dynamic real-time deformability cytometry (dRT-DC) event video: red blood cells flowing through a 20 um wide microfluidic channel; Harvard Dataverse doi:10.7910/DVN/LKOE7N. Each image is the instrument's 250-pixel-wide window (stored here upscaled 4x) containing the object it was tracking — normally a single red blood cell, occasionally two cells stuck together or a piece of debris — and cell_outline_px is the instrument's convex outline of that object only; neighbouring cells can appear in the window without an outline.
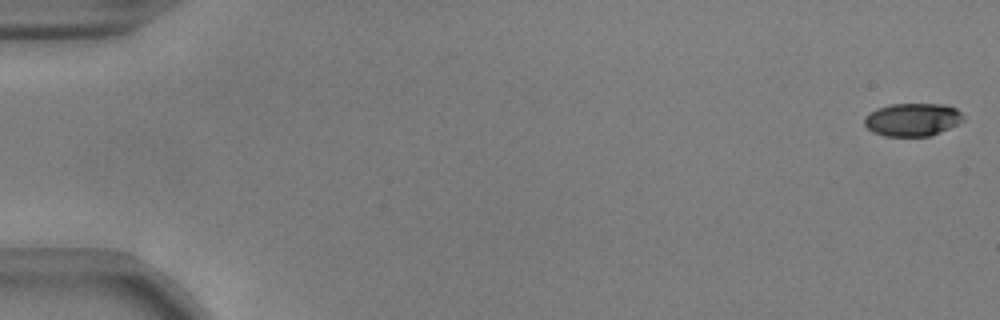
{"species": "common noctule bat (a hibernating species)", "species_latin": "Nyctalus noctula", "temperature_condition": "warm", "stored_images_in_passage": 55, "camera_frame_rate_fps": 3000, "um_per_image_px": 0.085, "animal": {"sex": "male", "body_mass_g": 17.9, "forearm_length_mm": 54.2}, "frame": {"image": 1, "passage_image": 1, "time_ms": 0.0, "image_size_px": [1000, 320], "cell_outline_px": [[964, 120], [940, 132], [928, 136], [884, 136], [872, 132], [864, 124], [864, 116], [868, 112], [876, 108], [892, 104], [944, 104], [956, 108], [964, 116]], "centroid_in_image_um": [77.52, 10.16], "position_along_channel_um": 7.5, "area_um2": 19.07}}
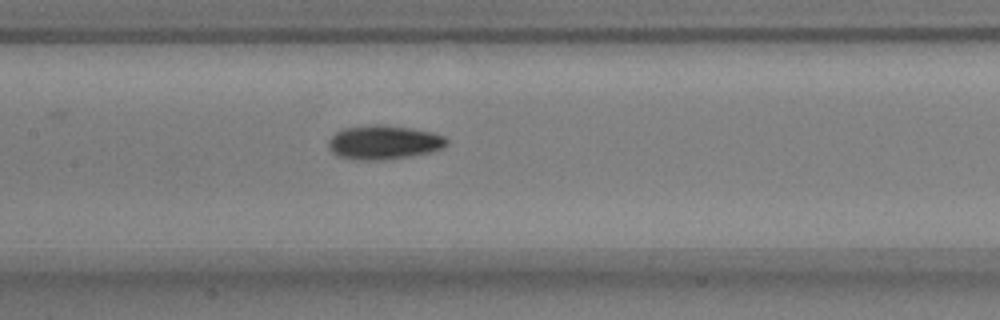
{"frame": {"image": 2, "passage_image": 27, "time_ms": 8.667, "image_size_px": [1000, 320], "cell_outline_px": [[448, 144], [444, 148], [432, 152], [412, 156], [384, 160], [352, 160], [336, 156], [328, 148], [328, 140], [336, 132], [344, 128], [372, 124], [380, 124], [412, 128], [432, 132], [444, 136], [448, 140]], "centroid_in_image_um": [32.62, 12.11], "position_along_channel_um": 174.8, "area_um2": 23.93}}
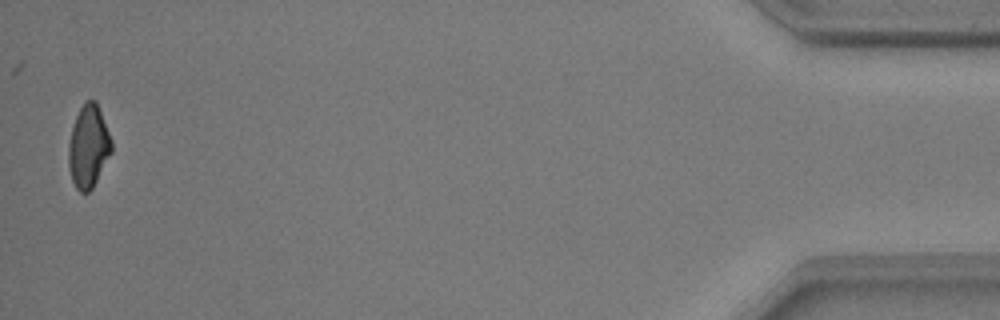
{"frame": {"image": 3, "passage_image": 54, "time_ms": 17.667, "image_size_px": [1000, 320], "cell_outline_px": [[112, 152], [92, 188], [88, 192], [80, 192], [76, 188], [72, 180], [68, 168], [68, 144], [72, 128], [76, 116], [84, 100], [96, 100], [112, 140]], "centroid_in_image_um": [7.51, 12.44], "position_along_channel_um": 427.7, "area_um2": 20.75}, "authors_computed_cell_mechanics": {"area_um2": 21.386, "velocity_mm_per_s": 3.7438, "shape_relaxation_time_tau1_ms": 3.9525, "shape_relaxation_time_tau2_ms": 6.2846, "deformation_change_tau1": 0.1303, "deformation_change_tau2": 0.115}}